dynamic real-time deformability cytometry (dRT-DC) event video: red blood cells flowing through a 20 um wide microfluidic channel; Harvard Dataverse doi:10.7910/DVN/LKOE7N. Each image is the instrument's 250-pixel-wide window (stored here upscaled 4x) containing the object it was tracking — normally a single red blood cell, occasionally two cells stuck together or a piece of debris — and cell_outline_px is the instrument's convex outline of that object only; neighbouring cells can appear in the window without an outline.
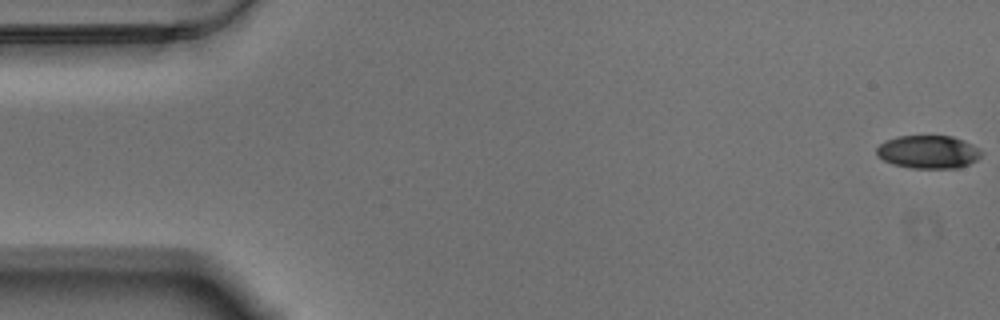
{"species": "Egyptian fruit bat (a non-hibernating species)", "species_latin": "Rousettus aegyptiacus", "temperature_condition": "warm", "stored_images_in_passage": 56, "camera_frame_rate_fps": 3000, "um_per_image_px": 0.085, "animal": {"sex": "male"}, "frame": {"image": 1, "passage_image": 1, "time_ms": 0.0, "image_size_px": [1000, 320], "cell_outline_px": [[984, 152], [976, 160], [960, 168], [912, 168], [892, 164], [876, 156], [876, 148], [880, 144], [896, 136], [952, 136], [964, 140], [980, 148]], "centroid_in_image_um": [78.92, 12.91], "position_along_channel_um": 6.1, "area_um2": 20.35}}
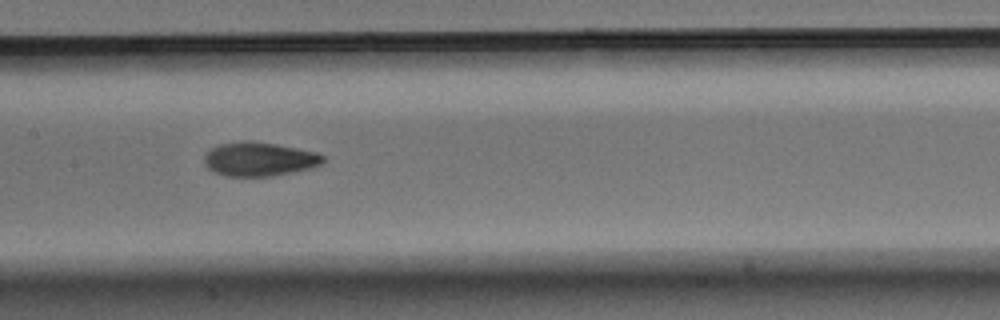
{"frame": {"image": 2, "passage_image": 28, "time_ms": 9.0, "image_size_px": [1000, 320], "cell_outline_px": [[324, 160], [320, 164], [312, 168], [272, 176], [224, 176], [212, 172], [204, 164], [204, 156], [212, 148], [220, 144], [240, 140], [252, 140], [276, 144], [316, 152], [324, 156]], "centroid_in_image_um": [22.0, 13.52], "position_along_channel_um": 185.4, "area_um2": 23.64}}
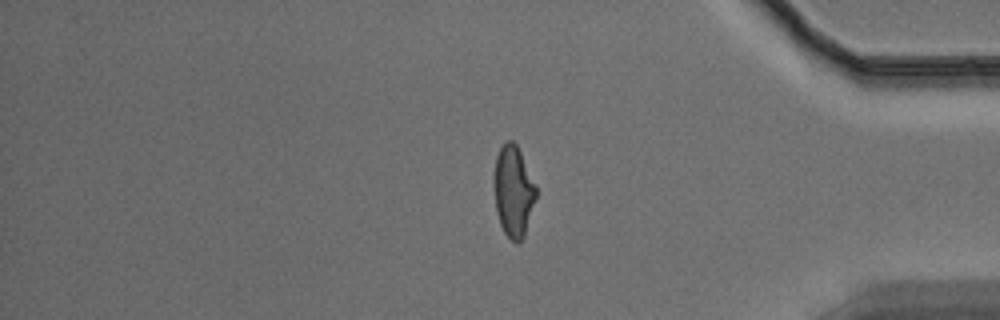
{"frame": {"image": 3, "passage_image": 48, "time_ms": 15.667, "image_size_px": [1000, 320], "cell_outline_px": [[536, 196], [524, 236], [516, 244], [504, 232], [500, 224], [496, 212], [496, 156], [504, 140], [512, 140], [516, 144], [536, 184]], "centroid_in_image_um": [43.66, 16.25], "position_along_channel_um": 391.5, "area_um2": 21.68}, "authors_computed_cell_mechanics": {"area_um2": 22.5998, "velocity_mm_per_s": 3.4945, "shape_relaxation_time_tau1_ms": 5.2557, "shape_relaxation_time_tau2_ms": 2.3931, "deformation_change_tau1": 0.1786, "deformation_change_tau2": 0.0832}}